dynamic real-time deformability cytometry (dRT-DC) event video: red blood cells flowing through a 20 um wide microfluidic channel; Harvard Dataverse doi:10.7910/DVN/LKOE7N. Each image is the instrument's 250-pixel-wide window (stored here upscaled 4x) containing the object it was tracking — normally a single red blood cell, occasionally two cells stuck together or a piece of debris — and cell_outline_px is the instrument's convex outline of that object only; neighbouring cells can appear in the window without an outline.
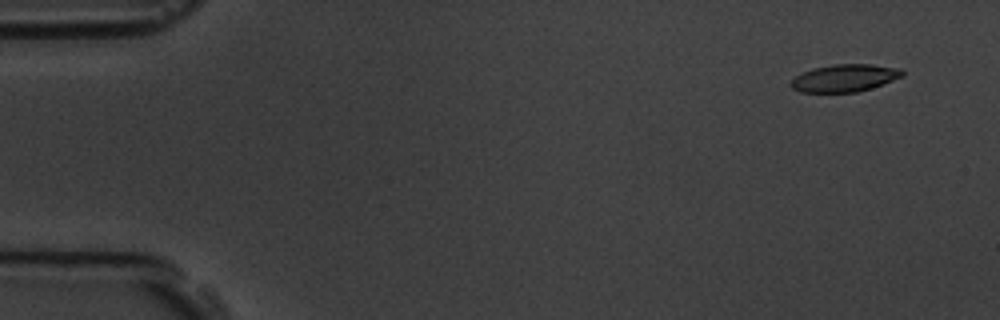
{"species": "common noctule bat (a hibernating species)", "species_latin": "Nyctalus noctula", "temperature_condition": "room temperature", "stored_images_in_passage": 6, "camera_frame_rate_fps": 3000, "um_per_image_px": 0.085, "animal": {"sex": "male", "body_mass_g": 19.5, "forearm_length_mm": 54.6}, "frame": {"image": 1, "passage_image": 1, "time_ms": 0.0, "image_size_px": [1000, 320], "cell_outline_px": [[904, 76], [872, 88], [856, 92], [800, 92], [792, 88], [788, 84], [796, 76], [812, 68], [836, 64], [872, 64], [900, 68], [904, 72]], "centroid_in_image_um": [71.8, 6.63], "position_along_channel_um": 13.2, "area_um2": 17.86}}
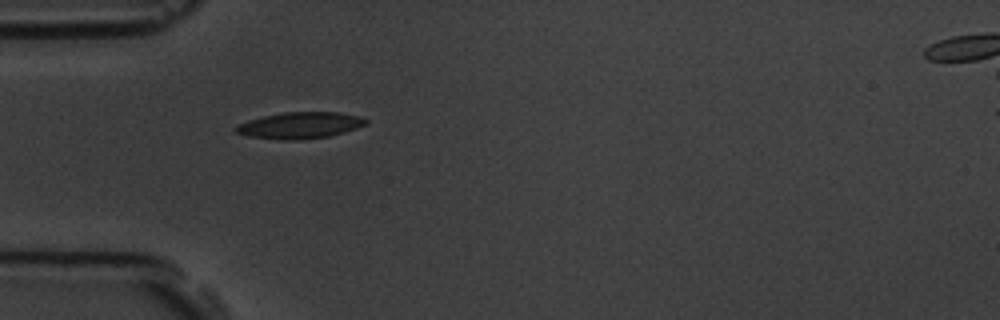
{"frame": {"image": 2, "passage_image": 5, "time_ms": 4.333, "image_size_px": [1000, 320], "cell_outline_px": [[368, 124], [344, 132], [328, 136], [296, 140], [280, 140], [248, 136], [236, 132], [232, 128], [236, 124], [248, 120], [264, 116], [284, 112], [336, 112], [360, 116], [368, 120]], "centroid_in_image_um": [25.47, 10.65], "position_along_channel_um": 59.5, "area_um2": 20.06}}
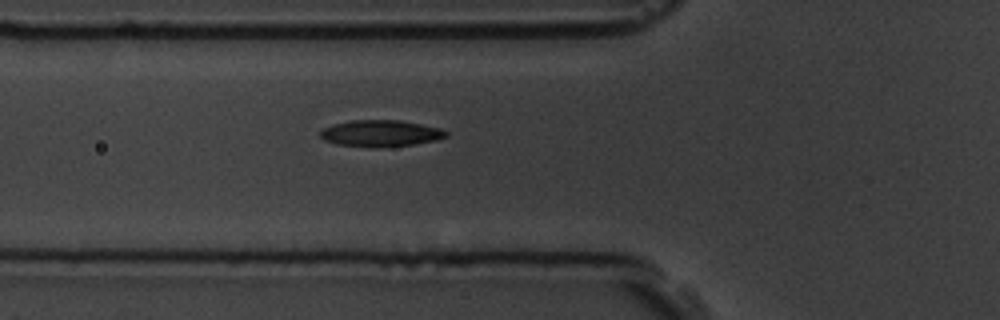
{"frame": {"image": 3, "passage_image": 6, "time_ms": 5.333, "image_size_px": [1000, 320], "cell_outline_px": [[448, 136], [436, 140], [412, 144], [372, 148], [336, 144], [324, 140], [320, 136], [320, 132], [324, 128], [332, 124], [352, 120], [400, 120], [440, 128], [448, 132]], "centroid_in_image_um": [32.33, 11.33], "position_along_channel_um": 93.5, "area_um2": 19.42}}